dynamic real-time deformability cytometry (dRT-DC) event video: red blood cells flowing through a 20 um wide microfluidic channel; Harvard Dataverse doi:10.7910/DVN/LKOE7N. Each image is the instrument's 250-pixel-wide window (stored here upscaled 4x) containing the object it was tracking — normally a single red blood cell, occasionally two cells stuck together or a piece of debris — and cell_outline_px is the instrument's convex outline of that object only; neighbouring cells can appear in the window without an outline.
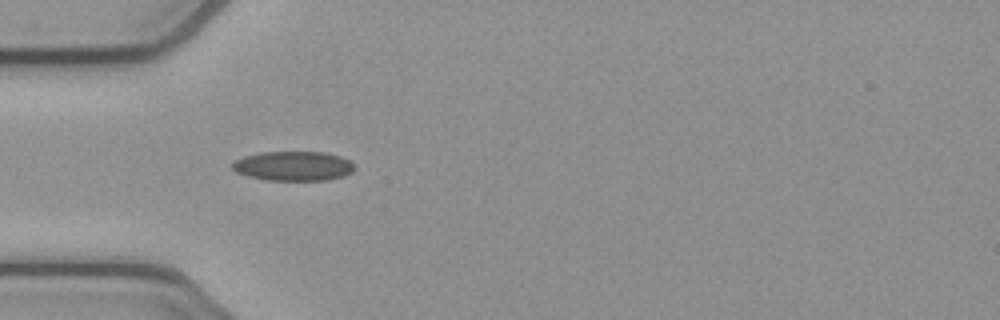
{"species": "common noctule bat (a hibernating species)", "species_latin": "Nyctalus noctula", "temperature_condition": "cold", "stored_images_in_passage": 5, "camera_frame_rate_fps": 3000, "um_per_image_px": 0.085, "animal": {"sex": "female", "body_mass_g": 21.9}, "frame": {"image": 1, "passage_image": 4, "time_ms": 1.0, "image_size_px": [1000, 320], "cell_outline_px": [[356, 168], [352, 172], [344, 176], [328, 180], [268, 180], [248, 176], [236, 172], [232, 168], [232, 164], [236, 160], [244, 156], [260, 152], [324, 152], [340, 156], [348, 160]], "centroid_in_image_um": [24.94, 14.11], "position_along_channel_um": 60.1, "area_um2": 20.98}}
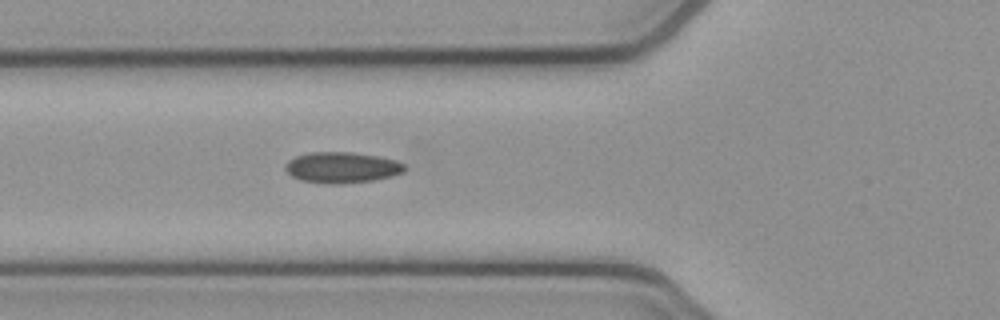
{"frame": {"image": 2, "passage_image": 5, "time_ms": 1.333, "image_size_px": [1000, 320], "cell_outline_px": [[404, 172], [392, 176], [372, 180], [340, 184], [324, 184], [300, 180], [292, 176], [284, 168], [284, 164], [288, 160], [296, 156], [312, 152], [352, 152], [376, 156], [396, 160], [404, 164]], "centroid_in_image_um": [29.03, 14.24], "position_along_channel_um": 96.8, "area_um2": 21.5}}